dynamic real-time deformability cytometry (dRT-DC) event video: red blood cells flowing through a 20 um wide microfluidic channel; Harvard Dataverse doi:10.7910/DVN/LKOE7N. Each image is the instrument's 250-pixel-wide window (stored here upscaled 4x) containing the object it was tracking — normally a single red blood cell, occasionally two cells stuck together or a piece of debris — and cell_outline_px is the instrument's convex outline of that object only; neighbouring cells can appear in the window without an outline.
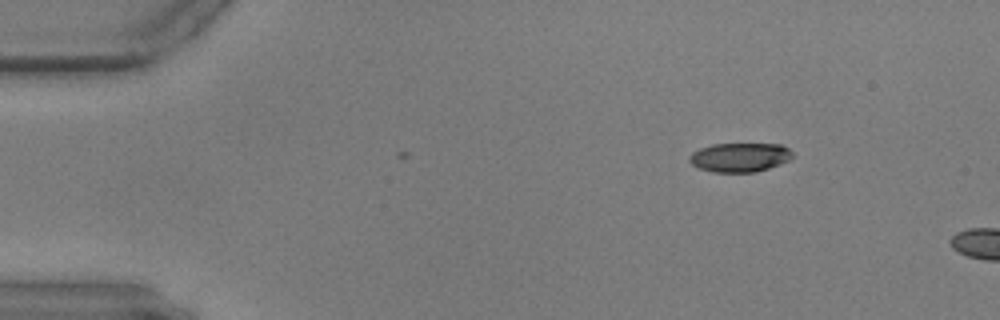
{"species": "common noctule bat (a hibernating species)", "species_latin": "Nyctalus noctula", "temperature_condition": "warm", "stored_images_in_passage": 3, "camera_frame_rate_fps": 3000, "um_per_image_px": 0.085, "animal": {"sex": "male", "body_mass_g": 17.9, "forearm_length_mm": 54.2}, "frame": {"image": 1, "passage_image": 1, "time_ms": 0.0, "image_size_px": [1000, 320], "cell_outline_px": [[792, 156], [788, 160], [780, 164], [756, 172], [712, 172], [696, 168], [688, 160], [688, 156], [692, 152], [700, 148], [712, 144], [780, 144], [788, 148], [792, 152]], "centroid_in_image_um": [62.83, 13.38], "position_along_channel_um": 22.2, "area_um2": 17.57}}